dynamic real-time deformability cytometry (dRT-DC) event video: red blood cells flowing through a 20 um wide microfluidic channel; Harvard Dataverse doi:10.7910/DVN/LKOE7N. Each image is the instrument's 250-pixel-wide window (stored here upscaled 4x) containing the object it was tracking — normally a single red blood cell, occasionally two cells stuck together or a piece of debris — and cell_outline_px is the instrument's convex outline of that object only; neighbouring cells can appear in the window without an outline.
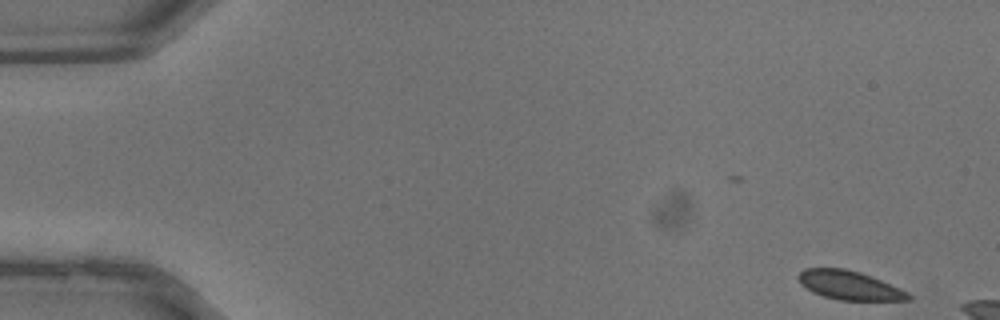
{"species": "common noctule bat (a hibernating species)", "species_latin": "Nyctalus noctula", "temperature_condition": "warm", "stored_images_in_passage": 10, "camera_frame_rate_fps": 3000, "um_per_image_px": 0.085, "animal": {"sex": "male", "body_mass_g": 13.3}, "frame": {"image": 1, "passage_image": 1, "time_ms": 0.0, "image_size_px": [1000, 320], "cell_outline_px": [[912, 300], [840, 300], [824, 296], [812, 292], [796, 276], [804, 268], [844, 268], [860, 272], [872, 276], [900, 288], [908, 292], [912, 296]], "centroid_in_image_um": [72.24, 24.24], "position_along_channel_um": 12.8, "area_um2": 18.38}}